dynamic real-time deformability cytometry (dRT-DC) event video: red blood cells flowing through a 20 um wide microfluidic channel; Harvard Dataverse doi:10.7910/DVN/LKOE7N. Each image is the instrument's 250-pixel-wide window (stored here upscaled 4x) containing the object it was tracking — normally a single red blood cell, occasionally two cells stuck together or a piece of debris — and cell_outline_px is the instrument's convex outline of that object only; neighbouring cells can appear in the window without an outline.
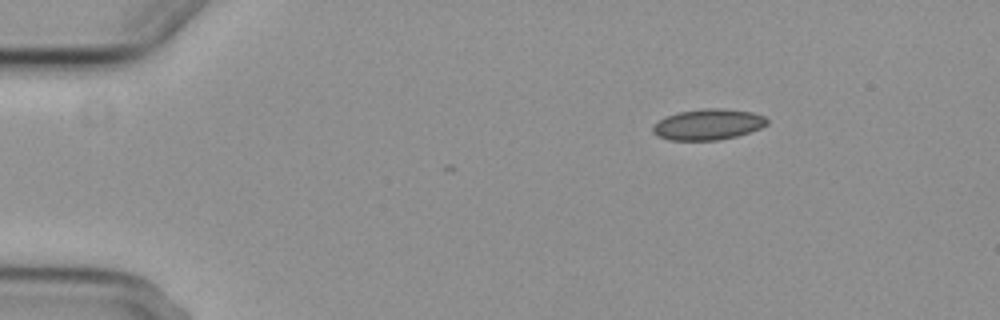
{"species": "common noctule bat (a hibernating species)", "species_latin": "Nyctalus noctula", "temperature_condition": "cold", "stored_images_in_passage": 3, "camera_frame_rate_fps": 3000, "um_per_image_px": 0.085, "animal": {"sex": "female", "body_mass_g": 29.2, "forearm_length_mm": 56.3}, "frame": {"image": 1, "passage_image": 1, "time_ms": 0.0, "image_size_px": [1000, 320], "cell_outline_px": [[768, 124], [760, 128], [736, 136], [720, 140], [668, 140], [656, 136], [652, 132], [652, 128], [664, 116], [680, 112], [704, 108], [720, 108], [752, 112], [764, 116], [768, 120]], "centroid_in_image_um": [60.17, 10.58], "position_along_channel_um": 24.8, "area_um2": 20.52}}